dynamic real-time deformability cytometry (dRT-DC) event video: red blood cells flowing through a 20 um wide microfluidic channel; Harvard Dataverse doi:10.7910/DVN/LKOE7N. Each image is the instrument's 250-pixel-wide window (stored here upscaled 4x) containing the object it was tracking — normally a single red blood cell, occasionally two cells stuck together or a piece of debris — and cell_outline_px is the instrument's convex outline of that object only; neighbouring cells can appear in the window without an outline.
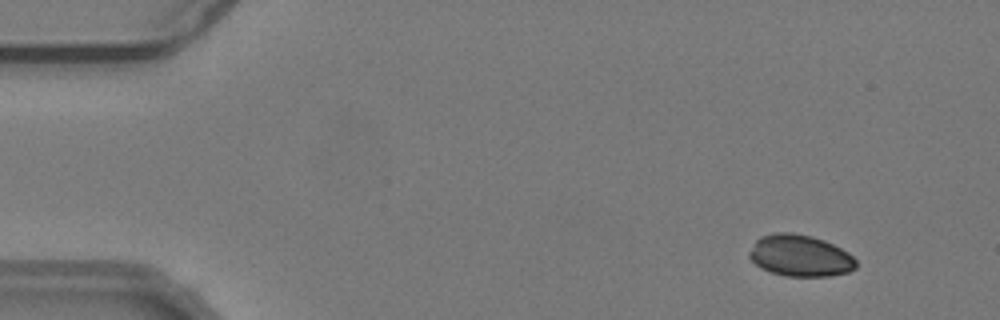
{"species": "common noctule bat (a hibernating species)", "species_latin": "Nyctalus noctula", "temperature_condition": "warm", "stored_images_in_passage": 55, "camera_frame_rate_fps": 3000, "um_per_image_px": 0.085, "animal": {"sex": "male", "body_mass_g": 19.2, "forearm_length_mm": 51.8}, "frame": {"image": 1, "passage_image": 6, "time_ms": 1.667, "image_size_px": [1000, 320], "cell_outline_px": [[856, 268], [848, 272], [828, 276], [784, 276], [760, 268], [748, 256], [748, 252], [756, 240], [760, 236], [776, 232], [792, 232], [812, 236], [824, 240], [848, 252], [856, 260]], "centroid_in_image_um": [67.99, 21.72], "position_along_channel_um": 17.0, "area_um2": 25.95}}
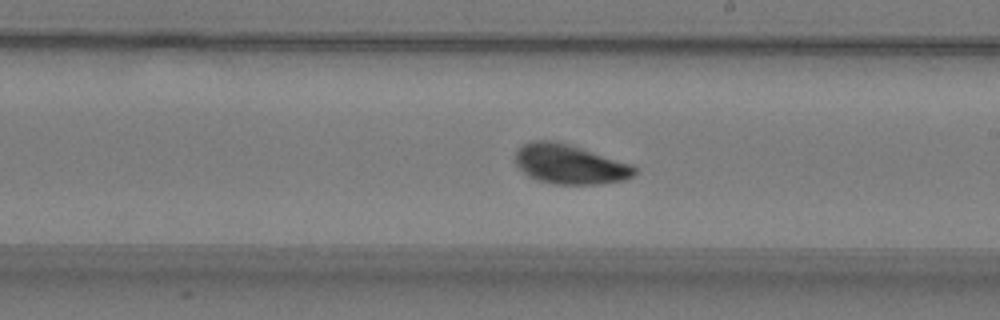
{"frame": {"image": 2, "passage_image": 32, "time_ms": 10.333, "image_size_px": [1000, 320], "cell_outline_px": [[636, 172], [632, 176], [624, 180], [596, 184], [552, 184], [528, 176], [516, 164], [516, 148], [532, 140], [552, 140], [568, 144], [632, 164], [636, 168]], "centroid_in_image_um": [48.41, 13.95], "position_along_channel_um": 240.6, "area_um2": 27.28}}
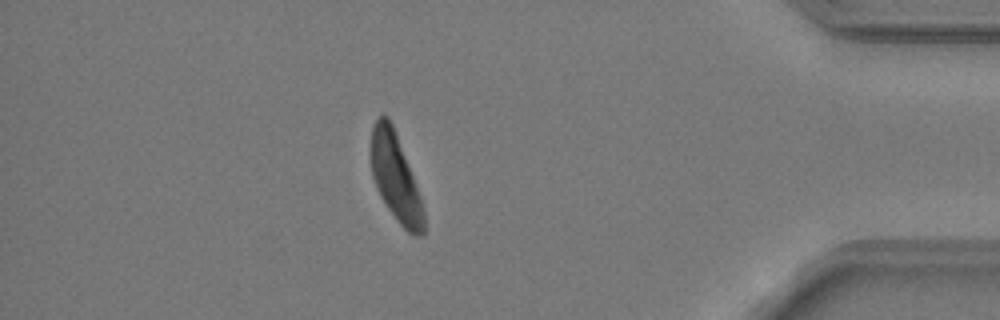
{"frame": {"image": 3, "passage_image": 48, "time_ms": 15.667, "image_size_px": [1000, 320], "cell_outline_px": [[424, 236], [416, 236], [408, 232], [396, 220], [380, 196], [376, 188], [372, 176], [372, 128], [376, 120], [380, 116], [388, 116], [392, 124], [412, 176], [424, 212]], "centroid_in_image_um": [33.61, 15.14], "position_along_channel_um": 401.6, "area_um2": 25.95}, "authors_computed_cell_mechanics": {"area_um2": 27.1082, "velocity_mm_per_s": 3.8143, "shape_relaxation_time_tau1_ms": 1.0646, "shape_relaxation_time_tau2_ms": 1.3176, "deformation_change_tau1": 0.0481, "deformation_change_tau2": 0.0577}}